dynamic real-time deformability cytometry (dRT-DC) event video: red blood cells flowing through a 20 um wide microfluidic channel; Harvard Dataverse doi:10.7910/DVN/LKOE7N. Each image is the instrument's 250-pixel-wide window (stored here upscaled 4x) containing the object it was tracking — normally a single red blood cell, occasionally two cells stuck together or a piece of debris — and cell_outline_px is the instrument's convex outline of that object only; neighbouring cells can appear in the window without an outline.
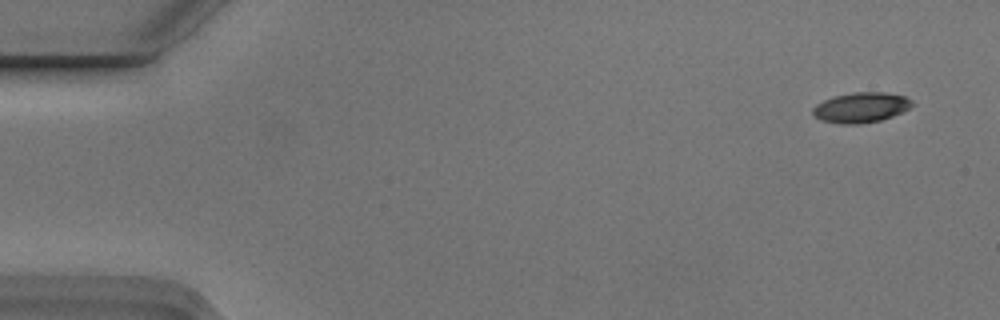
{"species": "Egyptian fruit bat (a non-hibernating species)", "species_latin": "Rousettus aegyptiacus", "temperature_condition": "cold", "stored_images_in_passage": 6, "camera_frame_rate_fps": 3000, "um_per_image_px": 0.085, "animal": {"sex": "male"}, "frame": {"image": 1, "passage_image": 1, "time_ms": 0.0, "image_size_px": [1000, 320], "cell_outline_px": [[916, 104], [892, 116], [880, 120], [860, 124], [840, 124], [820, 120], [812, 112], [812, 108], [816, 104], [824, 100], [836, 96], [856, 92], [884, 92], [904, 96], [912, 100]], "centroid_in_image_um": [73.19, 9.14], "position_along_channel_um": 11.8, "area_um2": 17.34}}
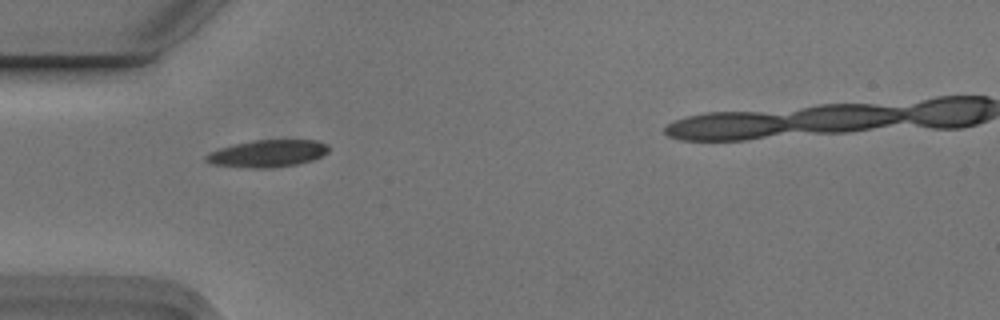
{"frame": {"image": 2, "passage_image": 5, "time_ms": 1.333, "image_size_px": [1000, 320], "cell_outline_px": [[328, 152], [312, 160], [296, 164], [264, 168], [252, 168], [212, 164], [204, 160], [204, 156], [208, 152], [220, 148], [252, 140], [316, 140], [328, 144]], "centroid_in_image_um": [22.72, 13.04], "position_along_channel_um": 62.3, "area_um2": 19.25}}